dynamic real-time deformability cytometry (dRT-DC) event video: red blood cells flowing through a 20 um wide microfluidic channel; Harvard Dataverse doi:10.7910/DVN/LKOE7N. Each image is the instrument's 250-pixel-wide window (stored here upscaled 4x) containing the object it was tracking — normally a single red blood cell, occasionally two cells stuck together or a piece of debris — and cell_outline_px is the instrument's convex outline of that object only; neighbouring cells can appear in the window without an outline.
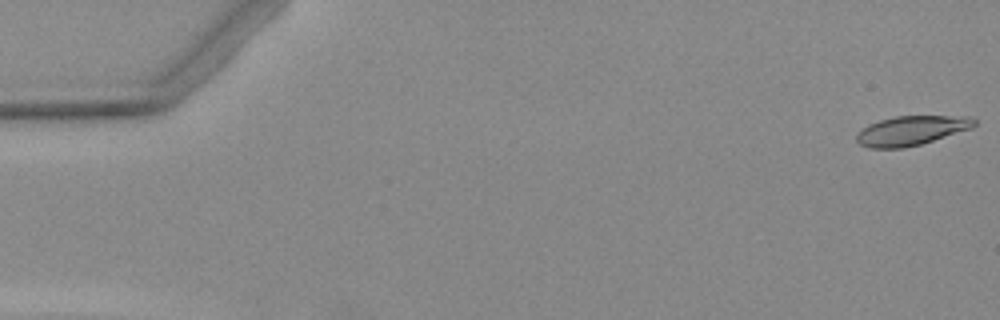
{"species": "Egyptian fruit bat (a non-hibernating species)", "species_latin": "Rousettus aegyptiacus", "temperature_condition": "warm", "stored_images_in_passage": 4, "camera_frame_rate_fps": 3000, "um_per_image_px": 0.085, "animal": {"sex": "female"}, "frame": {"image": 1, "passage_image": 1, "time_ms": 0.0, "image_size_px": [1000, 320], "cell_outline_px": [[976, 124], [972, 128], [920, 144], [904, 148], [868, 148], [860, 144], [856, 140], [856, 132], [868, 124], [880, 120], [896, 116], [972, 116], [976, 120]], "centroid_in_image_um": [77.44, 11.09], "position_along_channel_um": 7.6, "area_um2": 20.23}}
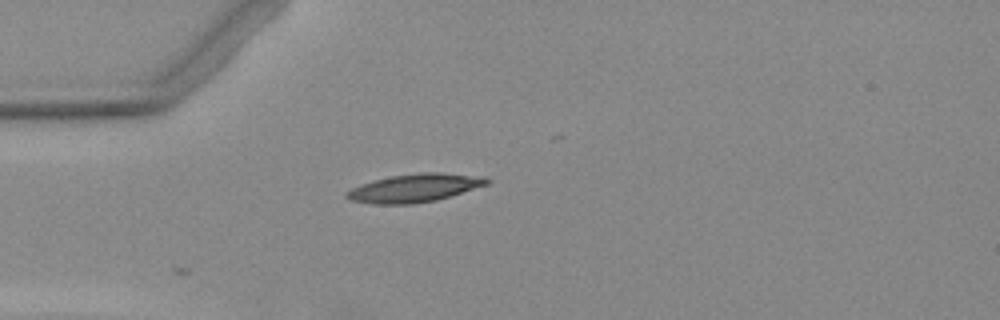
{"frame": {"image": 2, "passage_image": 4, "time_ms": 4.667, "image_size_px": [1000, 320], "cell_outline_px": [[492, 180], [488, 184], [436, 200], [412, 204], [372, 204], [348, 200], [344, 196], [344, 192], [360, 184], [392, 176], [420, 172], [440, 172], [484, 176]], "centroid_in_image_um": [35.22, 15.98], "position_along_channel_um": 49.8, "area_um2": 23.12}}